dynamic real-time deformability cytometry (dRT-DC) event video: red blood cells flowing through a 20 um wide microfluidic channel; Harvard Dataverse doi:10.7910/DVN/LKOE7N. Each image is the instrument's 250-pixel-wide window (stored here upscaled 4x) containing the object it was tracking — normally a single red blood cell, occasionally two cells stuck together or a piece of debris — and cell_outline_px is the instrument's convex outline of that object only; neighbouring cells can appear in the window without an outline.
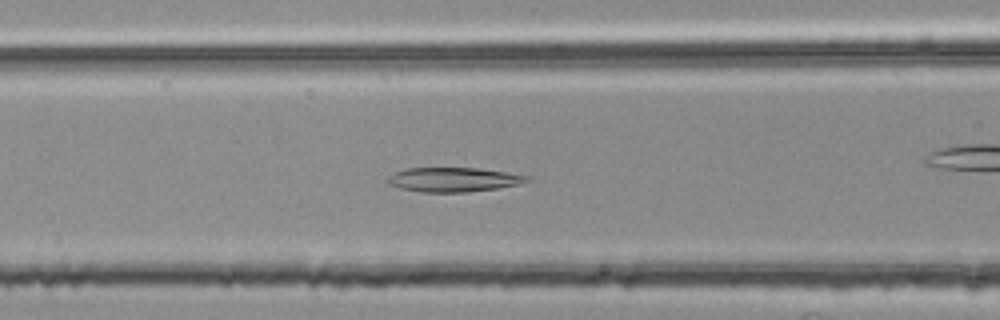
{"species": "common noctule bat (a hibernating species)", "species_latin": "Nyctalus noctula", "temperature_condition": "room temperature", "stored_images_in_passage": 39, "camera_frame_rate_fps": 3000, "um_per_image_px": 0.085, "animal": {"sex": "female", "body_mass_g": 25.1}, "frame": {"image": 1, "passage_image": 7, "time_ms": 2.0, "image_size_px": [1000, 320], "cell_outline_px": [[532, 176], [528, 180], [520, 184], [496, 188], [468, 192], [420, 192], [400, 188], [388, 184], [384, 180], [392, 172], [404, 168], [476, 168]], "centroid_in_image_um": [38.46, 15.26], "position_along_channel_um": 128.1, "area_um2": 19.88}}
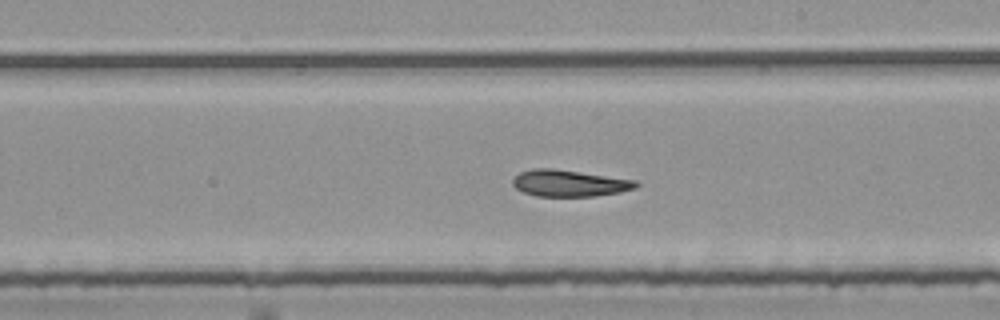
{"frame": {"image": 2, "passage_image": 16, "time_ms": 5.0, "image_size_px": [1000, 320], "cell_outline_px": [[640, 184], [636, 188], [620, 192], [592, 196], [536, 196], [524, 192], [516, 188], [512, 184], [512, 180], [520, 172], [532, 168], [552, 168], [636, 180]], "centroid_in_image_um": [48.39, 15.57], "position_along_channel_um": 240.6, "area_um2": 19.02}}
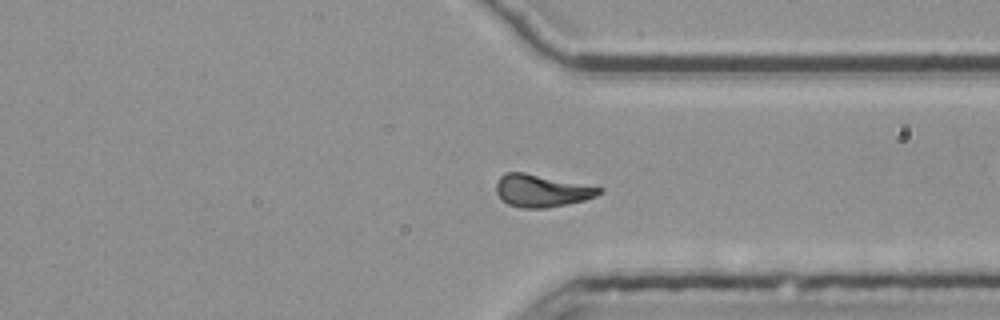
{"frame": {"image": 3, "passage_image": 26, "time_ms": 8.333, "image_size_px": [1000, 320], "cell_outline_px": [[604, 192], [596, 196], [584, 200], [568, 204], [544, 208], [520, 208], [508, 204], [500, 200], [496, 192], [496, 184], [500, 176], [504, 172], [524, 172], [604, 188]], "centroid_in_image_um": [46.02, 16.21], "position_along_channel_um": 365.4, "area_um2": 19.59}, "authors_computed_cell_mechanics": {"area_um2": 19.3052, "velocity_mm_per_s": 3.7547, "shape_relaxation_time_tau1_ms": null, "shape_relaxation_time_tau2_ms": 2.5105, "deformation_change_tau1": null, "deformation_change_tau2": 0.0855}}